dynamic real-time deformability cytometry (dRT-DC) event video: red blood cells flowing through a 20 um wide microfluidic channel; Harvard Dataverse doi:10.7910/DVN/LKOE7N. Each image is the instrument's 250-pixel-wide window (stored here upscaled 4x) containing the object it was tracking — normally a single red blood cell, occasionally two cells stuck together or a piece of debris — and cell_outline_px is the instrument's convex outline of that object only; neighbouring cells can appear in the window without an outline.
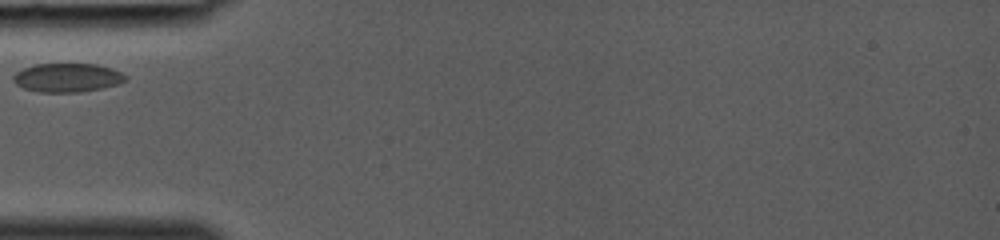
{"species": "common noctule bat (a hibernating species)", "species_latin": "Nyctalus noctula", "temperature_condition": "room temperature", "stored_images_in_passage": 21, "camera_frame_rate_fps": 3000, "um_per_image_px": 0.085, "animal": {"sex": "female", "body_mass_g": 19.0, "forearm_length_mm": 53.3}, "frame": {"image": 1, "passage_image": 1, "time_ms": 0.0, "image_size_px": [1000, 240], "cell_outline_px": [[128, 80], [120, 84], [80, 92], [40, 92], [24, 88], [16, 84], [12, 80], [12, 76], [16, 72], [24, 68], [36, 64], [96, 64], [112, 68], [128, 76]], "centroid_in_image_um": [5.74, 6.6], "position_along_channel_um": 79.3, "area_um2": 18.9}}
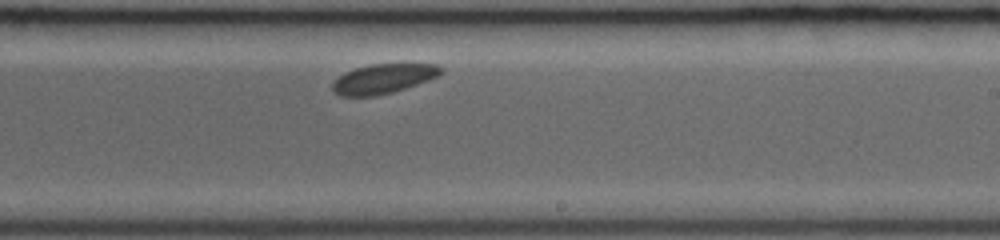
{"frame": {"image": 2, "passage_image": 12, "time_ms": 3.667, "image_size_px": [1000, 240], "cell_outline_px": [[444, 72], [440, 76], [392, 92], [376, 96], [340, 96], [332, 88], [332, 84], [344, 72], [368, 64], [436, 64], [444, 68]], "centroid_in_image_um": [32.62, 6.68], "position_along_channel_um": 256.4, "area_um2": 18.61}}
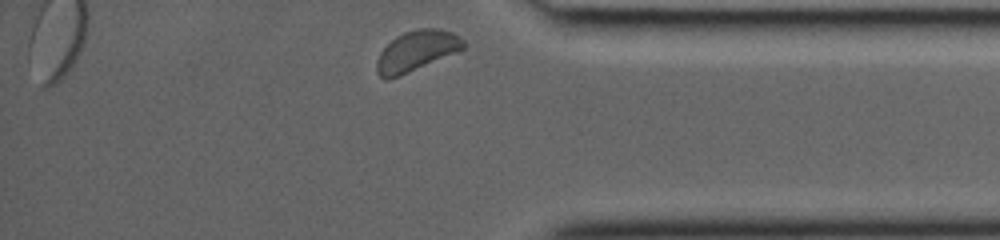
{"frame": {"image": 3, "passage_image": 21, "time_ms": 6.667, "image_size_px": [1000, 240], "cell_outline_px": [[464, 48], [400, 76], [388, 80], [384, 80], [376, 72], [376, 60], [380, 52], [396, 36], [404, 32], [420, 28], [440, 28], [452, 32], [460, 36], [464, 40]], "centroid_in_image_um": [35.37, 4.33], "position_along_channel_um": 399.8, "area_um2": 20.29}}